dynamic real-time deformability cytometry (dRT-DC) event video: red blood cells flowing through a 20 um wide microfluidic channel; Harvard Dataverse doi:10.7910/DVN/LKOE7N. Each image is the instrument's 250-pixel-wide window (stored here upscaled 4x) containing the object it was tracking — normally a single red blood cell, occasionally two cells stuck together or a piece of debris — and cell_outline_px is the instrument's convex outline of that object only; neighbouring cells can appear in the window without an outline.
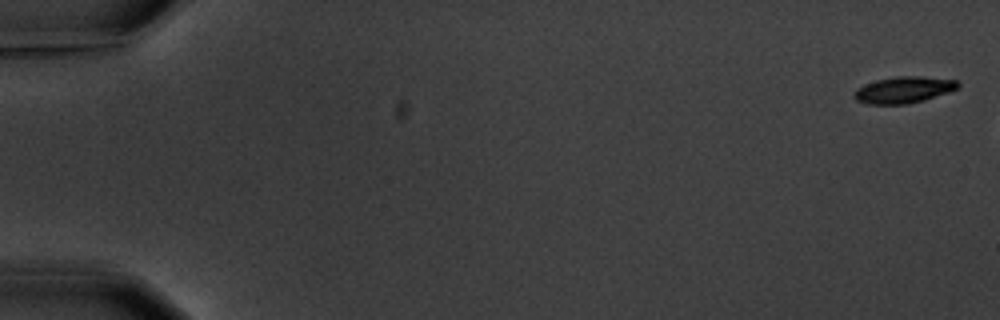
{"species": "common noctule bat (a hibernating species)", "species_latin": "Nyctalus noctula", "temperature_condition": "warm", "stored_images_in_passage": 4, "camera_frame_rate_fps": 3000, "um_per_image_px": 0.085, "animal": {"sex": "male", "body_mass_g": 20.1, "forearm_length_mm": 53.5}, "frame": {"image": 1, "passage_image": 1, "time_ms": 0.0, "image_size_px": [1000, 320], "cell_outline_px": [[960, 84], [956, 88], [948, 92], [924, 100], [908, 104], [868, 104], [856, 100], [852, 96], [864, 84], [876, 80], [896, 76], [916, 76], [956, 80]], "centroid_in_image_um": [76.8, 7.64], "position_along_channel_um": 8.2, "area_um2": 15.78}}